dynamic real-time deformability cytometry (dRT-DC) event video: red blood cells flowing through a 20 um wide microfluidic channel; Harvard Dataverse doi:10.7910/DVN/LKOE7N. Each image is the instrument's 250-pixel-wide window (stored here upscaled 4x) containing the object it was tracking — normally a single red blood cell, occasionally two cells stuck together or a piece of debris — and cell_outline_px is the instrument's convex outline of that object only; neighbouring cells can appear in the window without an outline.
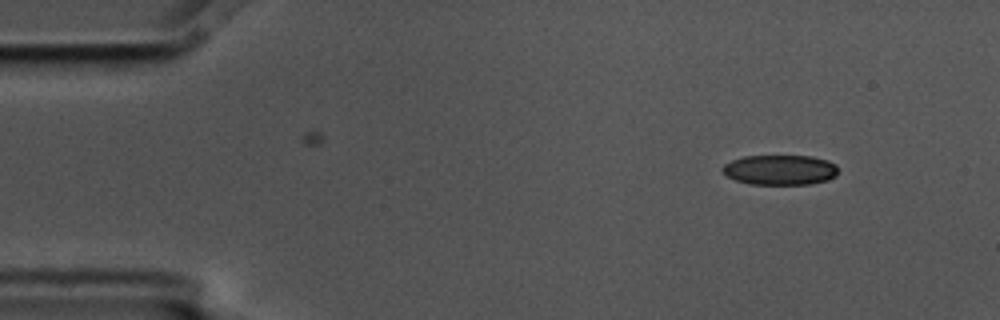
{"species": "common noctule bat (a hibernating species)", "species_latin": "Nyctalus noctula", "temperature_condition": "cold", "stored_images_in_passage": 5, "camera_frame_rate_fps": 3000, "um_per_image_px": 0.085, "animal": {"sex": "male", "body_mass_g": 17.5, "forearm_length_mm": 52.3}, "frame": {"image": 1, "passage_image": 1, "time_ms": 0.0, "image_size_px": [1000, 320], "cell_outline_px": [[836, 176], [828, 180], [808, 184], [752, 184], [736, 180], [728, 176], [720, 168], [724, 164], [732, 160], [744, 156], [812, 156], [828, 160], [836, 164]], "centroid_in_image_um": [66.31, 14.43], "position_along_channel_um": 18.7, "area_um2": 20.17}}
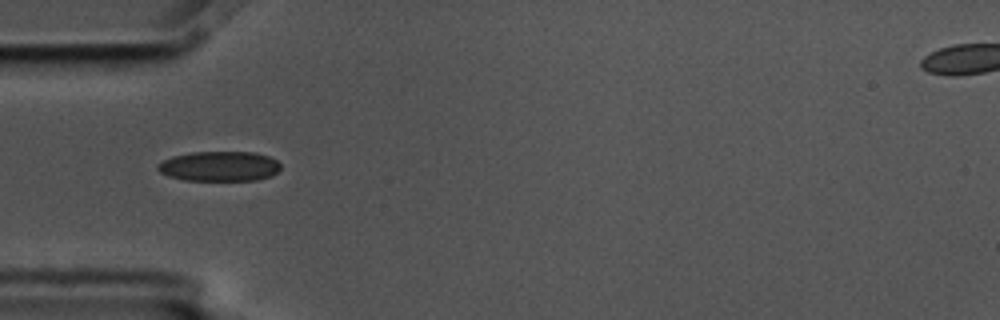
{"frame": {"image": 2, "passage_image": 4, "time_ms": 1.0, "image_size_px": [1000, 320], "cell_outline_px": [[280, 168], [272, 176], [256, 180], [184, 180], [168, 176], [160, 172], [156, 168], [156, 164], [172, 156], [192, 152], [256, 152], [268, 156], [276, 160], [280, 164]], "centroid_in_image_um": [18.63, 14.13], "position_along_channel_um": 66.4, "area_um2": 21.5}}